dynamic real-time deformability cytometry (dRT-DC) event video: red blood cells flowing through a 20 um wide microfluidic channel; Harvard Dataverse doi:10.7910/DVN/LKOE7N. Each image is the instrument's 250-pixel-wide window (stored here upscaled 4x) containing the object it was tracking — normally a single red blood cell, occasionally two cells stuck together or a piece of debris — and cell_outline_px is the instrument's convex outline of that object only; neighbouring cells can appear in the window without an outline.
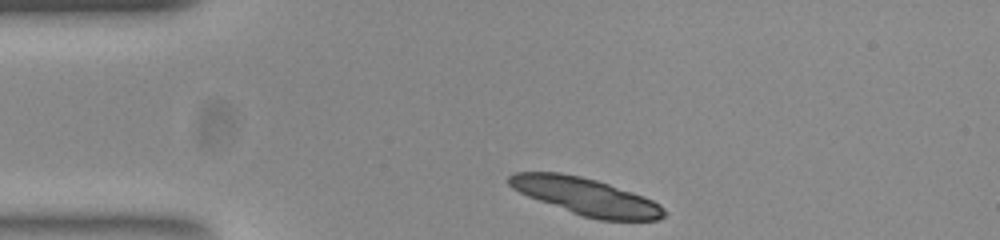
{"species": "common noctule bat (a hibernating species)", "species_latin": "Nyctalus noctula", "temperature_condition": "room temperature", "stored_images_in_passage": 35, "camera_frame_rate_fps": 3000, "um_per_image_px": 0.085, "animal": {"sex": "female", "body_mass_g": 23.0, "forearm_length_mm": 53.4}, "frame": {"image": 1, "passage_image": 1, "time_ms": 0.0, "image_size_px": [1000, 240], "cell_outline_px": [[664, 216], [656, 220], [600, 220], [580, 216], [528, 196], [512, 188], [508, 184], [508, 176], [516, 172], [560, 172], [580, 176], [596, 180], [644, 196], [660, 204], [664, 208]], "centroid_in_image_um": [49.79, 16.7], "position_along_channel_um": 35.2, "area_um2": 33.35}}